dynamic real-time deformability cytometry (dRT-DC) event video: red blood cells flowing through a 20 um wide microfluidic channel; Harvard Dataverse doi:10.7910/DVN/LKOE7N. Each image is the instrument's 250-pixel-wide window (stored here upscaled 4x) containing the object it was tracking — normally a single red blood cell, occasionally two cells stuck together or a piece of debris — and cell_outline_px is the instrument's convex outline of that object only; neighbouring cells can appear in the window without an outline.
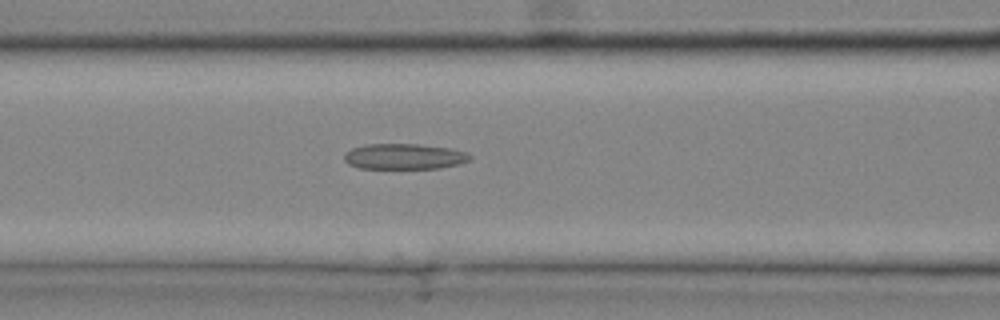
{"species": "common noctule bat (a hibernating species)", "species_latin": "Nyctalus noctula", "temperature_condition": "cold", "stored_images_in_passage": 19, "camera_frame_rate_fps": 3000, "um_per_image_px": 0.085, "animal": {"sex": "male", "body_mass_g": 20.4}, "frame": {"image": 1, "passage_image": 4, "time_ms": 1.0, "image_size_px": [1000, 320], "cell_outline_px": [[472, 160], [460, 164], [440, 168], [360, 168], [348, 164], [344, 160], [344, 152], [352, 148], [364, 144], [420, 144], [452, 148], [468, 152], [472, 156]], "centroid_in_image_um": [34.4, 13.29], "position_along_channel_um": 132.2, "area_um2": 19.07}}